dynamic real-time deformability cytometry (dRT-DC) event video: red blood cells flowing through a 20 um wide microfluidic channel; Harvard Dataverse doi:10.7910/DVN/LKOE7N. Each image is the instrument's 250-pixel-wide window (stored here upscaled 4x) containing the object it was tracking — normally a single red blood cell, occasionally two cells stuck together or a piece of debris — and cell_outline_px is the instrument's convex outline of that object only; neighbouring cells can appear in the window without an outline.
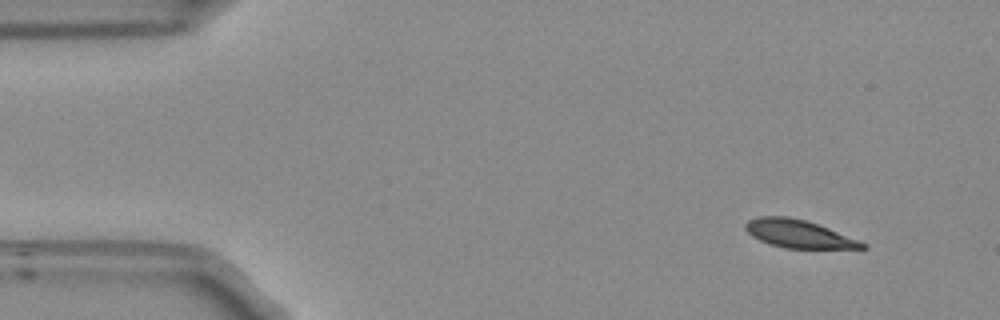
{"species": "Egyptian fruit bat (a non-hibernating species)", "species_latin": "Rousettus aegyptiacus", "temperature_condition": "room temperature", "stored_images_in_passage": 50, "camera_frame_rate_fps": 3000, "um_per_image_px": 0.085, "frame": {"image": 1, "passage_image": 1, "time_ms": 0.0, "image_size_px": [1000, 320], "cell_outline_px": [[868, 248], [788, 248], [772, 244], [760, 240], [752, 236], [744, 228], [744, 224], [748, 220], [756, 216], [788, 216], [804, 220], [828, 228], [868, 244]], "centroid_in_image_um": [67.85, 19.86], "position_along_channel_um": 17.2, "area_um2": 18.73}}
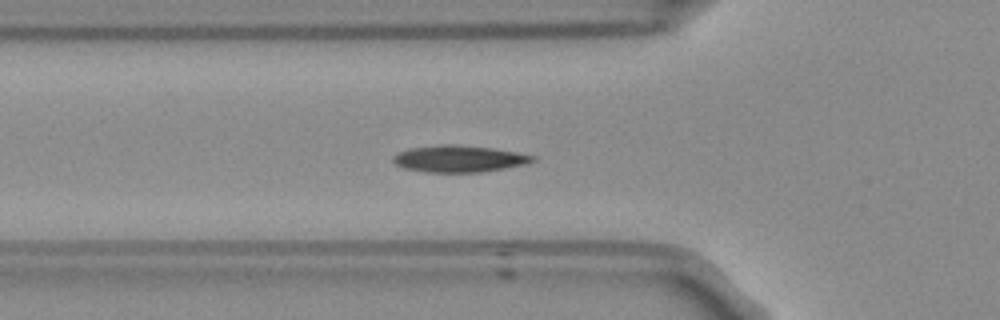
{"frame": {"image": 2, "passage_image": 14, "time_ms": 4.333, "image_size_px": [1000, 320], "cell_outline_px": [[536, 160], [524, 164], [504, 168], [480, 172], [424, 172], [404, 168], [396, 164], [392, 160], [392, 156], [408, 148], [444, 144], [452, 144], [492, 148], [516, 152], [536, 156]], "centroid_in_image_um": [38.99, 13.49], "position_along_channel_um": 86.8, "area_um2": 21.62}}
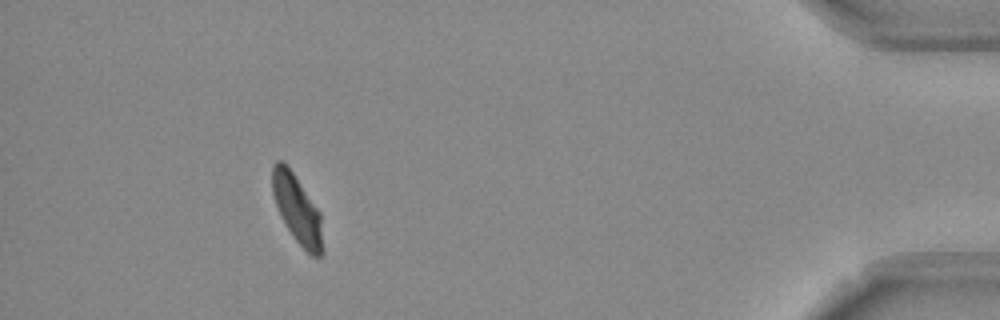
{"frame": {"image": 3, "passage_image": 45, "time_ms": 14.667, "image_size_px": [1000, 320], "cell_outline_px": [[324, 252], [320, 256], [312, 256], [296, 240], [280, 216], [272, 192], [272, 164], [276, 160], [280, 160], [292, 172], [320, 212], [324, 248]], "centroid_in_image_um": [25.27, 17.81], "position_along_channel_um": 409.9, "area_um2": 19.77}, "authors_computed_cell_mechanics": {"area_um2": 20.6346, "velocity_mm_per_s": 3.7292, "shape_relaxation_time_tau1_ms": 4.671, "shape_relaxation_time_tau2_ms": 2.9836, "deformation_change_tau1": 0.1343, "deformation_change_tau2": 0.0683}}